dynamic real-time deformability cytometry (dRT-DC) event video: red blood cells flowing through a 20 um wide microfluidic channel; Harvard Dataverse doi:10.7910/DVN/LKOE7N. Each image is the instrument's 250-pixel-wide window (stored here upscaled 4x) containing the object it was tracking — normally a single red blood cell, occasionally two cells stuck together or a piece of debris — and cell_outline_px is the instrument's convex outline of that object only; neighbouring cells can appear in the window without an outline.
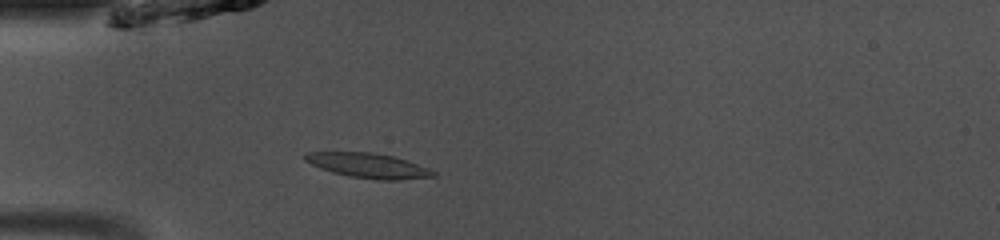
{"species": "common noctule bat (a hibernating species)", "species_latin": "Nyctalus noctula", "temperature_condition": "room temperature", "stored_images_in_passage": 48, "camera_frame_rate_fps": 3000, "um_per_image_px": 0.085, "animal": {"sex": "male", "body_mass_g": 13.0, "forearm_length_mm": 53.1}, "frame": {"image": 1, "passage_image": 14, "time_ms": 4.333, "image_size_px": [1000, 240], "cell_outline_px": [[436, 176], [400, 180], [376, 180], [348, 176], [332, 172], [320, 168], [304, 160], [304, 152], [372, 152], [392, 156], [428, 168], [436, 172]], "centroid_in_image_um": [31.28, 14.08], "position_along_channel_um": 53.7, "area_um2": 18.44}}
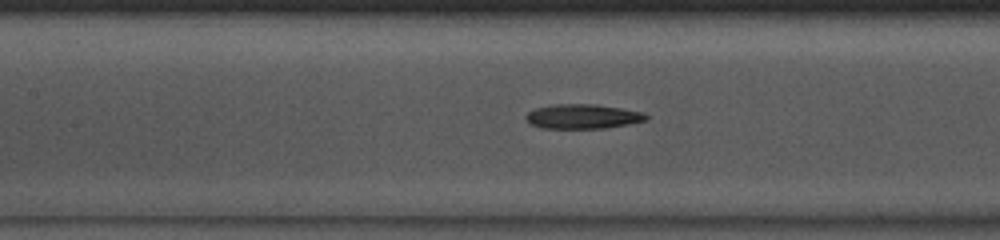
{"frame": {"image": 2, "passage_image": 22, "time_ms": 7.0, "image_size_px": [1000, 240], "cell_outline_px": [[648, 120], [628, 124], [604, 128], [544, 128], [532, 124], [524, 116], [528, 112], [536, 108], [552, 104], [596, 104], [644, 112], [648, 116]], "centroid_in_image_um": [49.56, 9.89], "position_along_channel_um": 157.8, "area_um2": 17.11}}
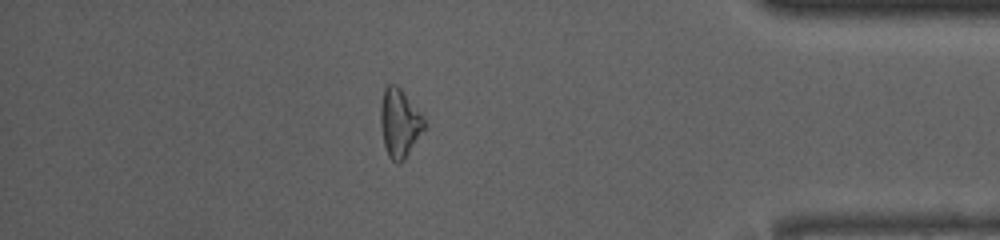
{"frame": {"image": 3, "passage_image": 42, "time_ms": 13.667, "image_size_px": [1000, 240], "cell_outline_px": [[428, 128], [404, 160], [396, 164], [388, 156], [384, 144], [380, 124], [380, 104], [384, 88], [388, 84], [396, 84], [400, 88], [420, 112]], "centroid_in_image_um": [33.98, 10.48], "position_along_channel_um": 401.2, "area_um2": 17.8}, "authors_computed_cell_mechanics": {"area_um2": 17.3978, "velocity_mm_per_s": 4.1268, "shape_relaxation_time_tau1_ms": 4.8103, "shape_relaxation_time_tau2_ms": null, "deformation_change_tau1": 0.1726, "deformation_change_tau2": null}}